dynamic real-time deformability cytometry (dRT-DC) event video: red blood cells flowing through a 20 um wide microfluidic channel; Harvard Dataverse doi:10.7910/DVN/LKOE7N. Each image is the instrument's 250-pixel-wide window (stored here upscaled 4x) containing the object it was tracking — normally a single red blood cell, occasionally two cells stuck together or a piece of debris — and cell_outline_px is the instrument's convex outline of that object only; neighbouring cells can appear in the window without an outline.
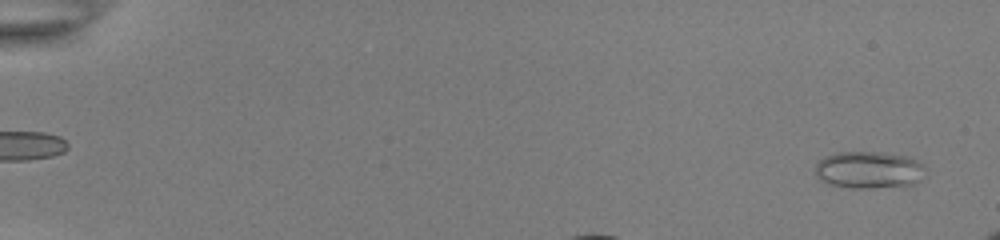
{"species": "common noctule bat (a hibernating species)", "species_latin": "Nyctalus noctula", "temperature_condition": "room temperature", "stored_images_in_passage": 37, "camera_frame_rate_fps": 3000, "um_per_image_px": 0.085, "animal": {"sex": "female", "body_mass_g": 22.0, "forearm_length_mm": 56.7}, "frame": {"image": 1, "passage_image": 2, "time_ms": 0.333, "image_size_px": [1000, 240], "cell_outline_px": [[920, 180], [912, 184], [872, 188], [852, 188], [828, 184], [820, 180], [816, 176], [816, 164], [824, 156], [836, 152], [880, 152], [908, 156], [916, 160], [920, 164]], "centroid_in_image_um": [73.76, 14.43], "position_along_channel_um": 11.2, "area_um2": 23.47}}
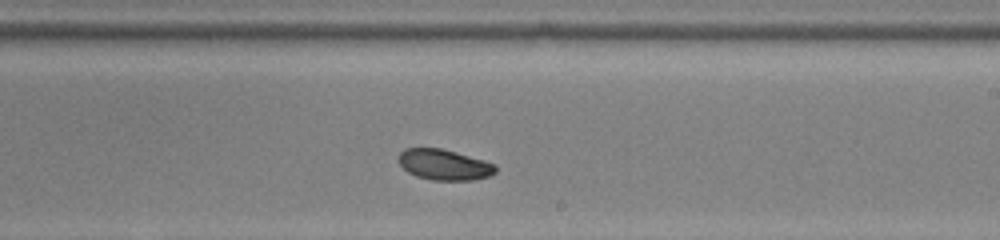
{"frame": {"image": 2, "passage_image": 25, "time_ms": 8.0, "image_size_px": [1000, 240], "cell_outline_px": [[496, 172], [488, 176], [472, 180], [432, 180], [416, 176], [408, 172], [396, 160], [400, 152], [404, 148], [440, 148], [456, 152], [484, 160], [496, 164]], "centroid_in_image_um": [37.73, 13.99], "position_along_channel_um": 251.3, "area_um2": 17.4}}
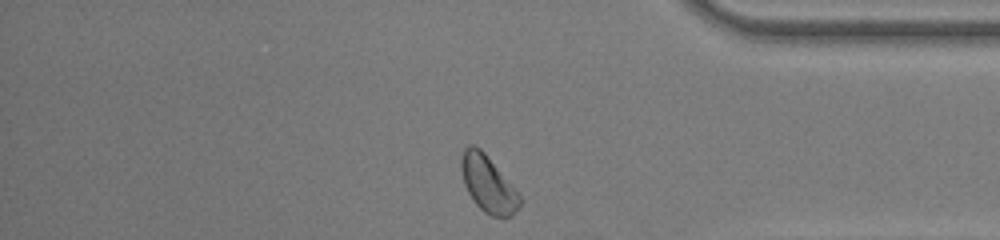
{"frame": {"image": 3, "passage_image": 37, "time_ms": 12.0, "image_size_px": [1000, 240], "cell_outline_px": [[520, 204], [516, 212], [512, 216], [492, 216], [484, 212], [472, 200], [464, 184], [460, 164], [460, 160], [464, 148], [468, 144], [472, 144], [480, 148], [484, 152], [520, 196]], "centroid_in_image_um": [41.44, 15.63], "position_along_channel_um": 393.8, "area_um2": 18.9}, "authors_computed_cell_mechanics": {"area_um2": 17.9758, "velocity_mm_per_s": 3.8508, "shape_relaxation_time_tau1_ms": 3.0472, "shape_relaxation_time_tau2_ms": null, "deformation_change_tau1": 0.0952, "deformation_change_tau2": null}}